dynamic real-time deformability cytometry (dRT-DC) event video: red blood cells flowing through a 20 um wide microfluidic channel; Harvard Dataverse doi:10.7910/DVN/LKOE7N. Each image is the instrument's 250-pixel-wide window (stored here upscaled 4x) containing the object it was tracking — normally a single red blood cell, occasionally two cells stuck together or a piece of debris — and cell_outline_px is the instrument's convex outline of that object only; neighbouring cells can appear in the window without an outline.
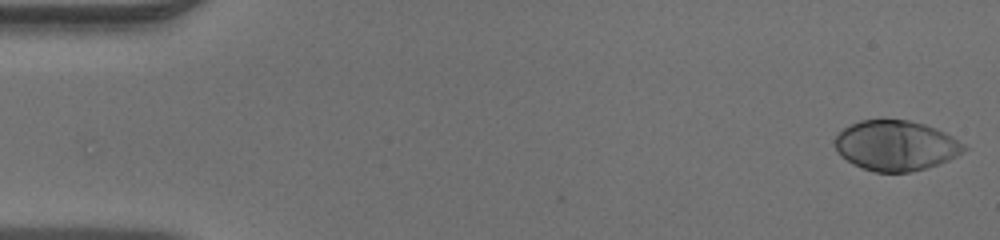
{"species": "human", "species_latin": "Homo sapiens", "temperature_condition": "warm", "stored_images_in_passage": 48, "camera_frame_rate_fps": 3000, "um_per_image_px": 0.085, "donor": {"sex": "male"}, "frame": {"image": 1, "passage_image": 1, "time_ms": 0.0, "image_size_px": [1000, 240], "cell_outline_px": [[968, 148], [956, 156], [948, 160], [912, 172], [876, 172], [852, 164], [840, 156], [832, 144], [836, 136], [844, 128], [860, 120], [908, 120], [924, 124], [936, 128], [952, 136], [964, 144]], "centroid_in_image_um": [76.12, 12.37], "position_along_channel_um": 8.9, "area_um2": 37.63}}
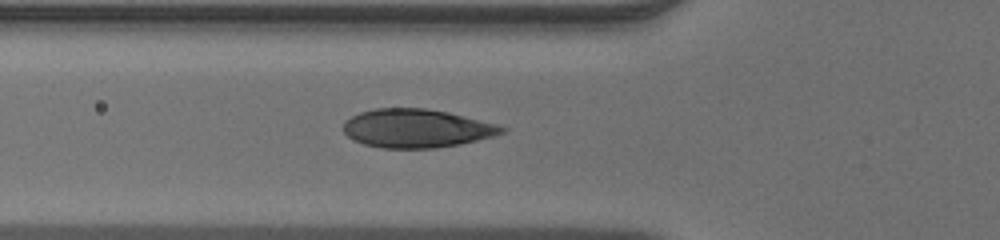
{"frame": {"image": 2, "passage_image": 17, "time_ms": 5.333, "image_size_px": [1000, 240], "cell_outline_px": [[508, 128], [504, 132], [496, 136], [460, 144], [436, 148], [380, 148], [364, 144], [352, 140], [344, 132], [344, 120], [360, 112], [376, 108], [424, 108], [448, 112], [496, 124]], "centroid_in_image_um": [35.4, 10.91], "position_along_channel_um": 90.4, "area_um2": 35.66}}
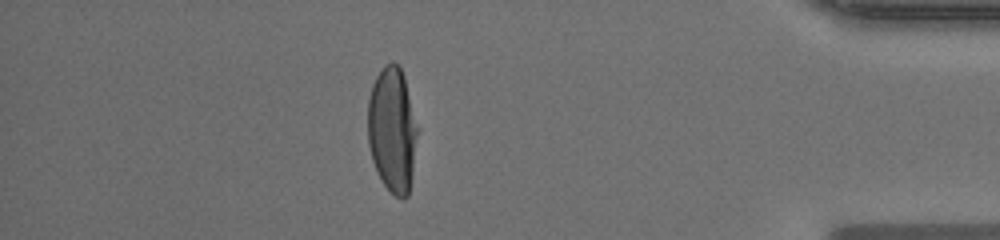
{"frame": {"image": 3, "passage_image": 42, "time_ms": 13.667, "image_size_px": [1000, 240], "cell_outline_px": [[420, 128], [408, 196], [404, 200], [400, 200], [384, 184], [376, 172], [372, 160], [368, 144], [368, 96], [372, 84], [376, 76], [384, 64], [392, 60], [400, 64], [404, 76]], "centroid_in_image_um": [33.37, 10.99], "position_along_channel_um": 401.8, "area_um2": 37.28}}